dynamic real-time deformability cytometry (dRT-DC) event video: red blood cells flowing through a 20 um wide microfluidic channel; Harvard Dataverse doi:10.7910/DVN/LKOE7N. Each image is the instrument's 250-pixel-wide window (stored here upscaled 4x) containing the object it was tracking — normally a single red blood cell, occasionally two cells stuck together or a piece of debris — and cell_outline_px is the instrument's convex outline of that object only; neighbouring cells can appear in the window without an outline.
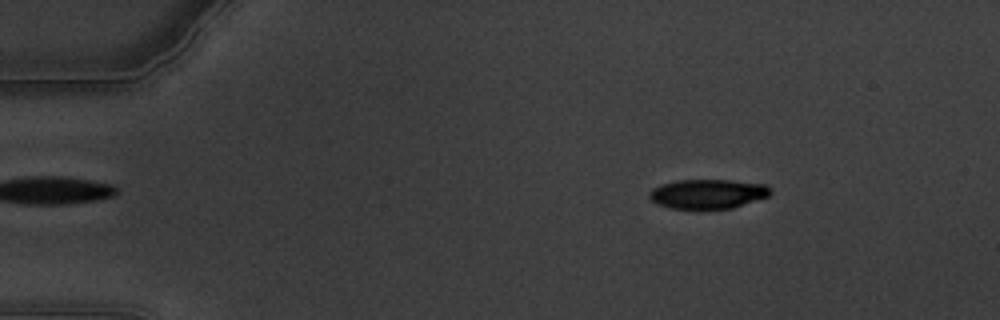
{"species": "common noctule bat (a hibernating species)", "species_latin": "Nyctalus noctula", "temperature_condition": "warm", "stored_images_in_passage": 61, "camera_frame_rate_fps": 3000, "um_per_image_px": 0.085, "animal": {"sex": "male", "body_mass_g": 19.5, "forearm_length_mm": 54.6}, "frame": {"image": 1, "passage_image": 9, "time_ms": 2.667, "image_size_px": [1000, 320], "cell_outline_px": [[772, 192], [768, 196], [732, 208], [696, 212], [672, 208], [656, 204], [648, 196], [648, 192], [652, 188], [660, 184], [676, 180], [728, 180], [764, 184]], "centroid_in_image_um": [60.08, 16.52], "position_along_channel_um": 24.9, "area_um2": 21.44}}
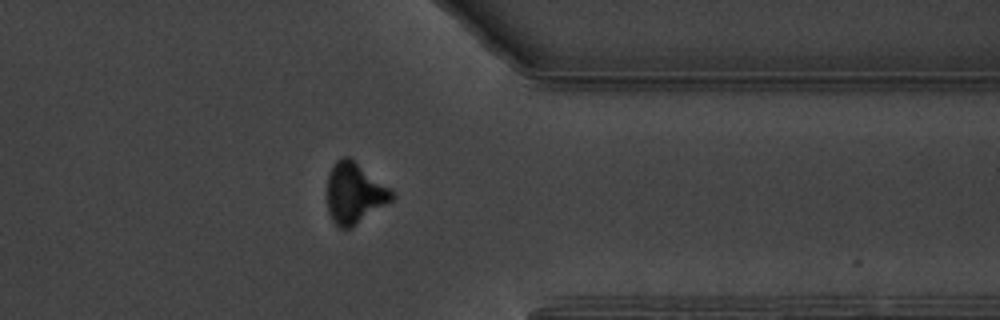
{"frame": {"image": 2, "passage_image": 49, "time_ms": 16.0, "image_size_px": [1000, 320], "cell_outline_px": [[396, 196], [392, 200], [352, 228], [340, 228], [332, 220], [328, 212], [328, 176], [332, 164], [336, 160], [344, 156], [348, 156], [396, 192]], "centroid_in_image_um": [30.14, 16.42], "position_along_channel_um": 381.3, "area_um2": 22.95}}
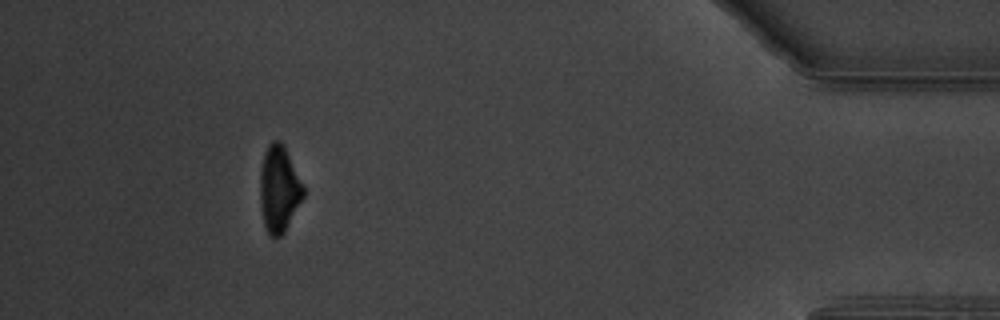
{"frame": {"image": 3, "passage_image": 56, "time_ms": 18.333, "image_size_px": [1000, 320], "cell_outline_px": [[304, 196], [284, 232], [280, 236], [268, 236], [264, 224], [260, 204], [260, 168], [264, 152], [268, 144], [272, 140], [280, 140], [284, 144], [304, 188]], "centroid_in_image_um": [23.69, 16.03], "position_along_channel_um": 411.5, "area_um2": 21.79}, "authors_computed_cell_mechanics": {"area_um2": 22.5998, "velocity_mm_per_s": 3.3228, "shape_relaxation_time_tau1_ms": 2.5692, "shape_relaxation_time_tau2_ms": 7.8667, "deformation_change_tau1": 0.1609, "deformation_change_tau2": 0.1466}}